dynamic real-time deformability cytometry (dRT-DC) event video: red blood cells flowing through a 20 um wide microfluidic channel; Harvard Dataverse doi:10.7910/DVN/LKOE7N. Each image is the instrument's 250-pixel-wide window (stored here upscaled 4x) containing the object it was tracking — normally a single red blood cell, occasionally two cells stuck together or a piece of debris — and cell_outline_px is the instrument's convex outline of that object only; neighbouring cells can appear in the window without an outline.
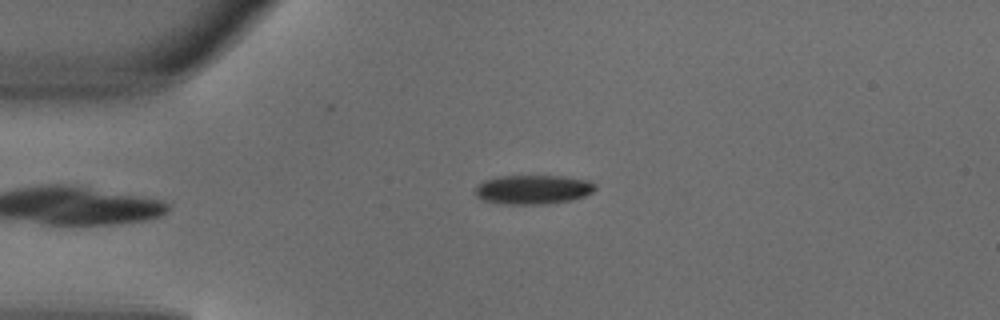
{"species": "common noctule bat (a hibernating species)", "species_latin": "Nyctalus noctula", "temperature_condition": "warm", "stored_images_in_passage": 2, "camera_frame_rate_fps": 3000, "um_per_image_px": 0.085, "animal": {"sex": "male", "body_mass_g": 18.8}, "frame": {"image": 1, "passage_image": 1, "time_ms": 0.0, "image_size_px": [1000, 320], "cell_outline_px": [[596, 188], [592, 192], [584, 196], [572, 200], [548, 204], [504, 204], [484, 200], [476, 196], [476, 184], [484, 180], [500, 176], [564, 176], [588, 180], [596, 184]], "centroid_in_image_um": [45.32, 16.11], "position_along_channel_um": 39.7, "area_um2": 20.52}}